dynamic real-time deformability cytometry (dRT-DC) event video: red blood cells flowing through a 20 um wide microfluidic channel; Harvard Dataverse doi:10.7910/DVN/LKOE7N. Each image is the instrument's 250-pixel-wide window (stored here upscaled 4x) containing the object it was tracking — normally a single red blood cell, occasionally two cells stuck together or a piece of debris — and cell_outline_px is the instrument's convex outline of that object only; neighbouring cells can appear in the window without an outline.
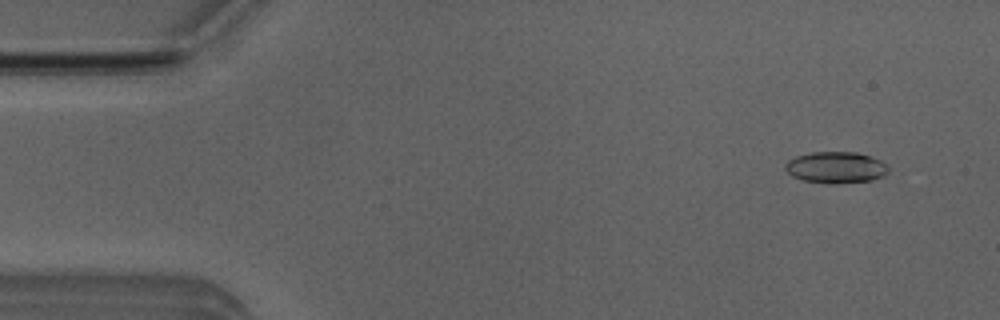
{"species": "Egyptian fruit bat (a non-hibernating species)", "species_latin": "Rousettus aegyptiacus", "temperature_condition": "room temperature", "stored_images_in_passage": 51, "camera_frame_rate_fps": 3000, "um_per_image_px": 0.085, "animal": {"sex": "male"}, "frame": {"image": 1, "passage_image": 4, "time_ms": 1.0, "image_size_px": [1000, 320], "cell_outline_px": [[888, 172], [884, 176], [872, 180], [836, 184], [828, 184], [804, 180], [792, 176], [784, 168], [784, 164], [788, 160], [796, 156], [812, 152], [856, 152], [880, 160], [888, 164]], "centroid_in_image_um": [71.05, 14.24], "position_along_channel_um": 13.9, "area_um2": 19.02}}
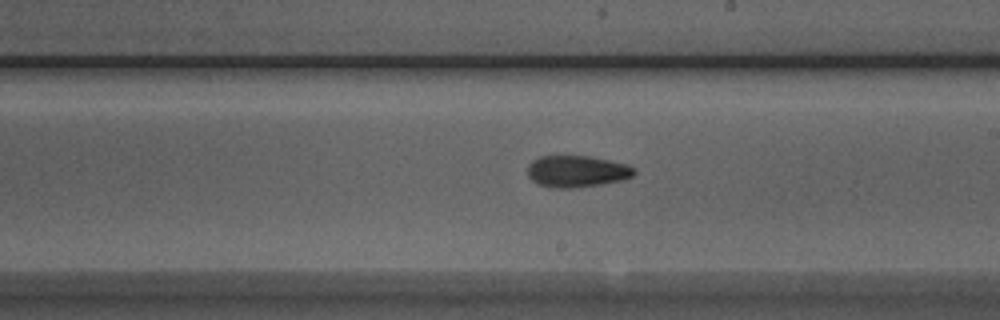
{"frame": {"image": 2, "passage_image": 29, "time_ms": 9.333, "image_size_px": [1000, 320], "cell_outline_px": [[636, 172], [632, 176], [624, 180], [600, 184], [572, 188], [552, 188], [536, 184], [528, 176], [528, 164], [532, 160], [540, 156], [592, 156], [628, 164], [636, 168]], "centroid_in_image_um": [49.04, 14.56], "position_along_channel_um": 240.0, "area_um2": 19.94}}
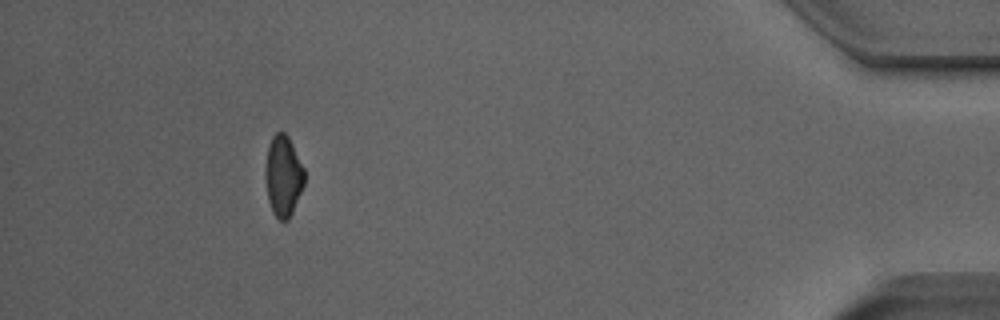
{"frame": {"image": 3, "passage_image": 47, "time_ms": 15.333, "image_size_px": [1000, 320], "cell_outline_px": [[304, 184], [292, 212], [288, 220], [280, 220], [272, 212], [268, 200], [268, 148], [272, 136], [276, 132], [284, 132], [288, 136], [304, 168]], "centroid_in_image_um": [24.12, 14.96], "position_along_channel_um": 411.1, "area_um2": 17.51}, "authors_computed_cell_mechanics": {"area_um2": 19.1318, "velocity_mm_per_s": 3.9521, "shape_relaxation_time_tau1_ms": null, "shape_relaxation_time_tau2_ms": 4.1104, "deformation_change_tau1": null, "deformation_change_tau2": 0.1084}}